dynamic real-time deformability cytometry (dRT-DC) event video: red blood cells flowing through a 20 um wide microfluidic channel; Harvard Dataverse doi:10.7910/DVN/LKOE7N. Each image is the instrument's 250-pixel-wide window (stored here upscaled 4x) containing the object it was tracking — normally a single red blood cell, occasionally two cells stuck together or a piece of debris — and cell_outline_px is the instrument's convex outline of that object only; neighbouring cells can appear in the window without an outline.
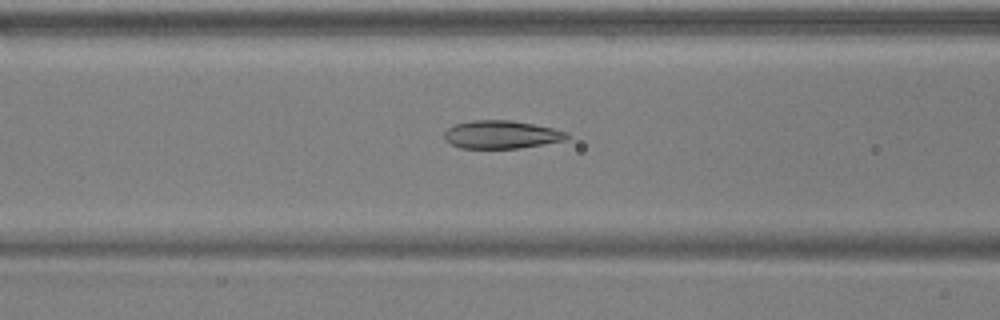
{"species": "common noctule bat (a hibernating species)", "species_latin": "Nyctalus noctula", "temperature_condition": "warm", "stored_images_in_passage": 45, "camera_frame_rate_fps": 3000, "um_per_image_px": 0.085, "animal": {"sex": "male", "body_mass_g": 17.9, "forearm_length_mm": 54.2}, "frame": {"image": 1, "passage_image": 13, "time_ms": 4.0, "image_size_px": [1000, 320], "cell_outline_px": [[568, 136], [564, 140], [544, 144], [520, 148], [460, 148], [444, 140], [444, 132], [448, 128], [456, 124], [472, 120], [512, 120], [552, 128], [564, 132]], "centroid_in_image_um": [42.56, 11.44], "position_along_channel_um": 124.0, "area_um2": 19.83}}
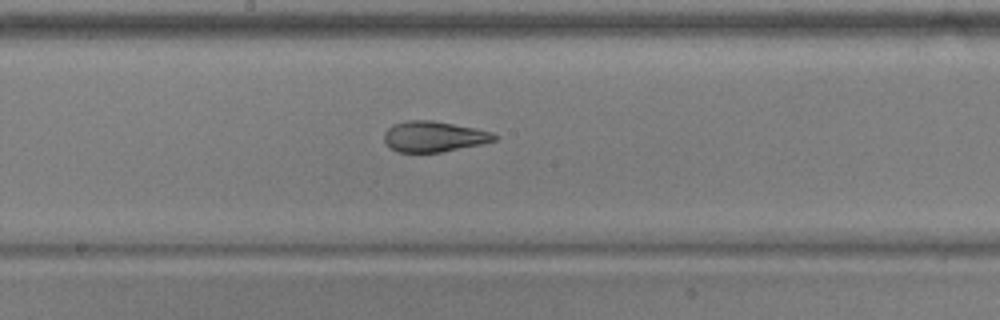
{"frame": {"image": 2, "passage_image": 20, "time_ms": 6.333, "image_size_px": [1000, 320], "cell_outline_px": [[496, 140], [480, 144], [440, 152], [400, 152], [392, 148], [384, 140], [384, 132], [392, 124], [408, 120], [432, 120], [476, 128], [492, 132], [496, 136]], "centroid_in_image_um": [36.86, 11.59], "position_along_channel_um": 211.3, "area_um2": 19.48}}
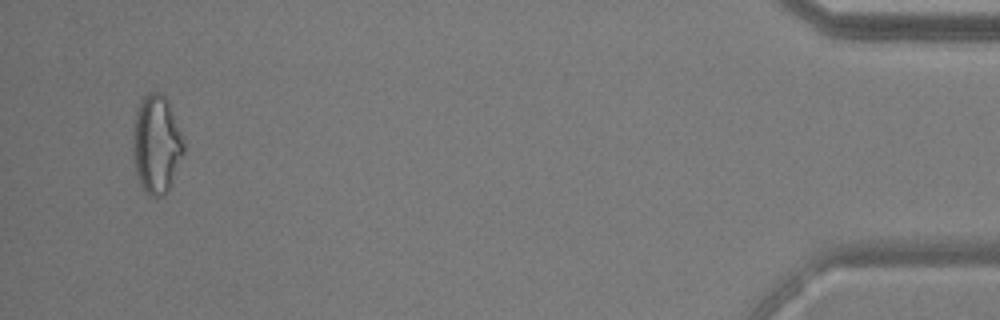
{"frame": {"image": 3, "passage_image": 43, "time_ms": 14.0, "image_size_px": [1000, 320], "cell_outline_px": [[184, 152], [168, 192], [164, 196], [152, 196], [144, 192], [140, 184], [136, 172], [132, 152], [132, 128], [136, 108], [140, 100], [148, 92], [160, 92], [164, 96], [168, 104], [184, 140]], "centroid_in_image_um": [13.26, 12.28], "position_along_channel_um": 421.9, "area_um2": 29.3}, "authors_computed_cell_mechanics": {"area_um2": 20.7502, "velocity_mm_per_s": 3.7398, "shape_relaxation_time_tau1_ms": 6.1095, "shape_relaxation_time_tau2_ms": 1.5365, "deformation_change_tau1": 0.1852, "deformation_change_tau2": 0.059}}